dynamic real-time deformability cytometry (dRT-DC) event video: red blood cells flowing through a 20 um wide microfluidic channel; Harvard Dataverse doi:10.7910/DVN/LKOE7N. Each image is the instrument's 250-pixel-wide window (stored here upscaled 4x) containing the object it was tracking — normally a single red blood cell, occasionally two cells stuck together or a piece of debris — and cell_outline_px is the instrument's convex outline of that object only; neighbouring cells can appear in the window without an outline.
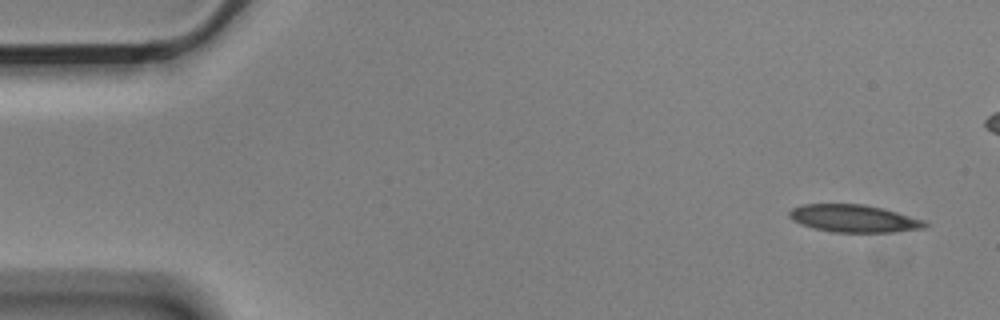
{"species": "Egyptian fruit bat (a non-hibernating species)", "species_latin": "Rousettus aegyptiacus", "temperature_condition": "cold", "stored_images_in_passage": 5, "camera_frame_rate_fps": 3000, "um_per_image_px": 0.085, "animal": {"sex": "male"}, "frame": {"image": 1, "passage_image": 1, "time_ms": 0.0, "image_size_px": [1000, 320], "cell_outline_px": [[928, 228], [892, 232], [832, 232], [812, 228], [800, 224], [792, 220], [788, 216], [788, 212], [792, 208], [804, 204], [864, 204], [884, 208], [924, 220], [928, 224]], "centroid_in_image_um": [72.58, 18.57], "position_along_channel_um": 12.4, "area_um2": 21.96}}